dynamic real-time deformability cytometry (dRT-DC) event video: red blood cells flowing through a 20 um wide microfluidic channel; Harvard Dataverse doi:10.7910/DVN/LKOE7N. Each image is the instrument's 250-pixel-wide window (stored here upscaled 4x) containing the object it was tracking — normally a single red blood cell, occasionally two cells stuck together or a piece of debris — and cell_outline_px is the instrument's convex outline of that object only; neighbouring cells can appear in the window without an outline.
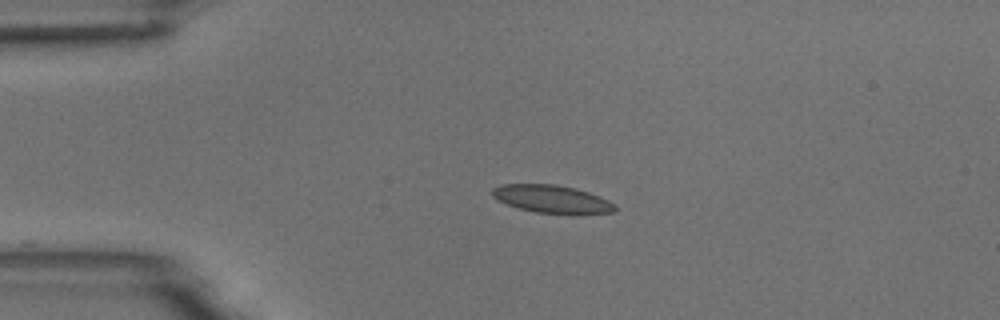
{"species": "common noctule bat (a hibernating species)", "species_latin": "Nyctalus noctula", "temperature_condition": "room temperature", "stored_images_in_passage": 44, "camera_frame_rate_fps": 3000, "um_per_image_px": 0.085, "animal": {"sex": "male", "body_mass_g": 18.8}, "frame": {"image": 1, "passage_image": 1, "time_ms": 0.0, "image_size_px": [1000, 320], "cell_outline_px": [[616, 208], [612, 212], [576, 216], [536, 212], [520, 208], [496, 200], [492, 196], [492, 188], [500, 184], [556, 184], [576, 188], [600, 196], [616, 204]], "centroid_in_image_um": [46.96, 16.94], "position_along_channel_um": 38.0, "area_um2": 20.46}}
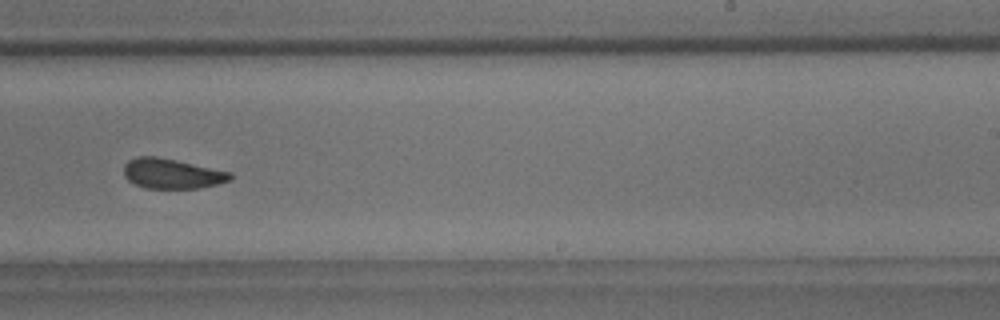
{"frame": {"image": 2, "passage_image": 23, "time_ms": 7.333, "image_size_px": [1000, 320], "cell_outline_px": [[232, 180], [216, 184], [196, 188], [144, 188], [128, 180], [124, 176], [124, 164], [128, 160], [136, 156], [156, 156], [176, 160], [232, 172]], "centroid_in_image_um": [14.6, 14.75], "position_along_channel_um": 274.4, "area_um2": 18.61}}
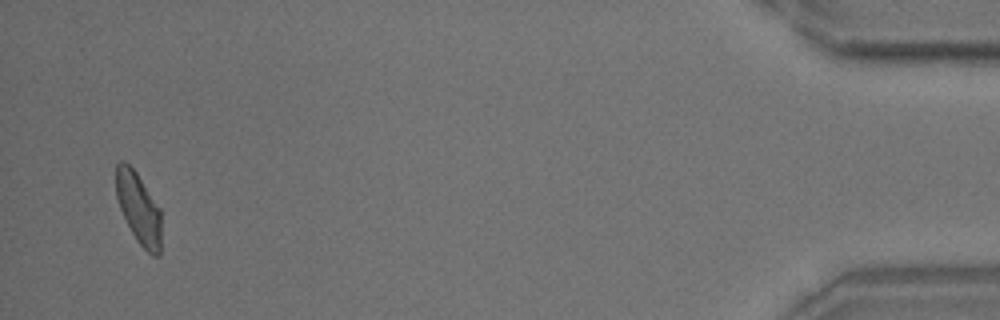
{"frame": {"image": 3, "passage_image": 42, "time_ms": 13.667, "image_size_px": [1000, 320], "cell_outline_px": [[160, 256], [152, 256], [136, 240], [120, 208], [116, 196], [116, 164], [120, 160], [124, 160], [136, 172], [160, 208]], "centroid_in_image_um": [11.78, 17.69], "position_along_channel_um": 423.4, "area_um2": 18.55}, "authors_computed_cell_mechanics": {"area_um2": 19.4208, "velocity_mm_per_s": 3.6533, "shape_relaxation_time_tau1_ms": 4.5668, "shape_relaxation_time_tau2_ms": 1.6829, "deformation_change_tau1": 0.1302, "deformation_change_tau2": 0.081}}